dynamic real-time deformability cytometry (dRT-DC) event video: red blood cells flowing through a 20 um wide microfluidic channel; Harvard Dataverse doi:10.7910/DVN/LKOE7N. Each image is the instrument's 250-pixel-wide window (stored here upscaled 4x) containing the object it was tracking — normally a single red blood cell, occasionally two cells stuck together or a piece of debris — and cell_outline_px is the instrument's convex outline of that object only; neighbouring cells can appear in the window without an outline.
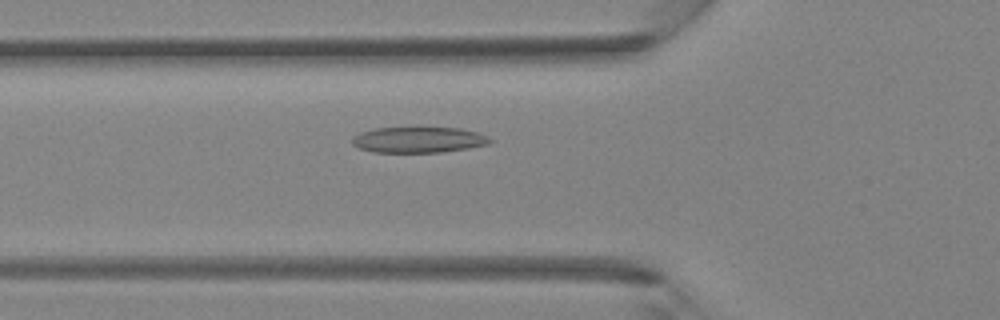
{"species": "Egyptian fruit bat (a non-hibernating species)", "species_latin": "Rousettus aegyptiacus", "temperature_condition": "room temperature", "stored_images_in_passage": 42, "camera_frame_rate_fps": 3000, "um_per_image_px": 0.085, "animal": {"sex": "female"}, "frame": {"image": 1, "passage_image": 15, "time_ms": 4.667, "image_size_px": [1000, 320], "cell_outline_px": [[492, 140], [488, 144], [468, 148], [440, 152], [372, 152], [360, 148], [352, 144], [352, 136], [360, 132], [372, 128], [460, 128], [476, 132], [488, 136]], "centroid_in_image_um": [35.54, 11.88], "position_along_channel_um": 90.3, "area_um2": 20.63}}
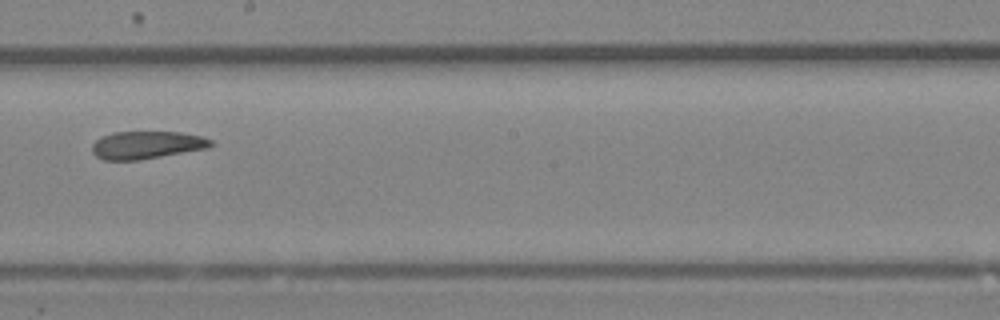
{"frame": {"image": 2, "passage_image": 24, "time_ms": 7.667, "image_size_px": [1000, 320], "cell_outline_px": [[212, 144], [208, 148], [140, 160], [104, 160], [96, 156], [92, 152], [92, 144], [96, 140], [112, 132], [180, 132], [200, 136], [212, 140]], "centroid_in_image_um": [12.45, 12.33], "position_along_channel_um": 235.8, "area_um2": 19.07}}
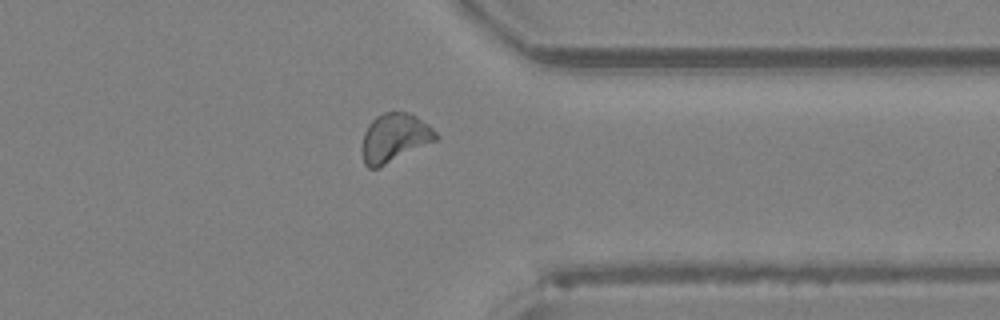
{"frame": {"image": 3, "passage_image": 33, "time_ms": 10.667, "image_size_px": [1000, 320], "cell_outline_px": [[440, 136], [436, 140], [376, 168], [368, 168], [364, 164], [364, 132], [368, 124], [376, 116], [384, 112], [404, 112], [416, 116], [428, 124]], "centroid_in_image_um": [33.55, 11.68], "position_along_channel_um": 377.8, "area_um2": 20.29}}